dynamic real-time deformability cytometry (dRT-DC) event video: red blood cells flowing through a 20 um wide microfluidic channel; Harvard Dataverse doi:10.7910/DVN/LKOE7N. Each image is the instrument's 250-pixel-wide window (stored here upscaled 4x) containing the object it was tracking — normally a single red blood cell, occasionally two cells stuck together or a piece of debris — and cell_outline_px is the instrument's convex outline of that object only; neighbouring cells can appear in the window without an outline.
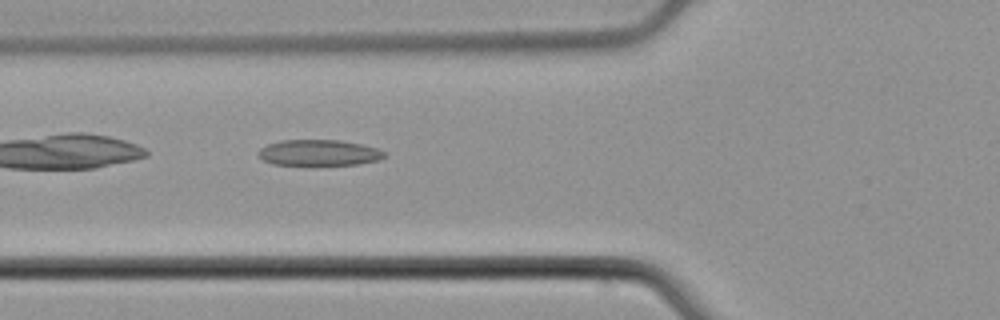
{"species": "common noctule bat (a hibernating species)", "species_latin": "Nyctalus noctula", "temperature_condition": "cold", "stored_images_in_passage": 3, "camera_frame_rate_fps": 3000, "um_per_image_px": 0.085, "animal": {"sex": "male", "body_mass_g": 21.5, "forearm_length_mm": 52.0}, "frame": {"image": 1, "passage_image": 3, "time_ms": 0.667, "image_size_px": [1000, 320], "cell_outline_px": [[388, 156], [380, 160], [356, 164], [272, 164], [264, 160], [256, 152], [260, 148], [268, 144], [280, 140], [340, 140], [360, 144], [376, 148], [384, 152]], "centroid_in_image_um": [27.11, 12.97], "position_along_channel_um": 98.7, "area_um2": 18.84}}